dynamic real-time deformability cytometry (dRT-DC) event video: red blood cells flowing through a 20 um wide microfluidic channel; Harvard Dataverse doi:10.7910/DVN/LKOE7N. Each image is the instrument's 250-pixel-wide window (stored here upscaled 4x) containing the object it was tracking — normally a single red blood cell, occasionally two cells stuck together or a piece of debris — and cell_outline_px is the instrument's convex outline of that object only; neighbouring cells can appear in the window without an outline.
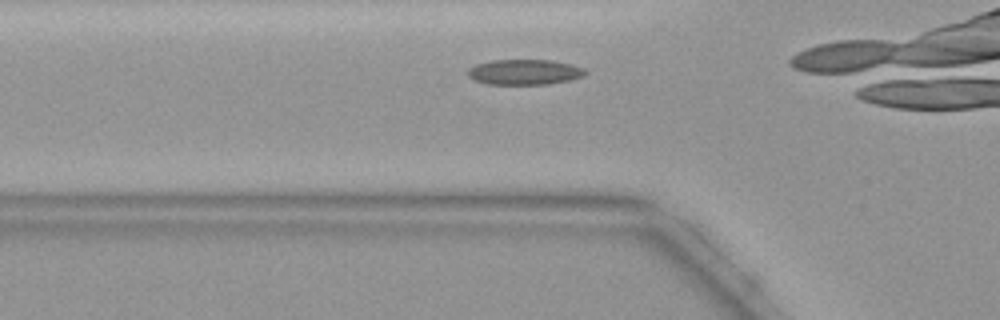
{"species": "common noctule bat (a hibernating species)", "species_latin": "Nyctalus noctula", "temperature_condition": "warm", "stored_images_in_passage": 12, "segment_of_instrument_passage": [2, 2], "camera_frame_rate_fps": 3000, "um_per_image_px": 0.085, "animal": {"sex": "female", "body_mass_g": 19.9}, "frame": {"image": 1, "passage_image": 10, "time_ms": 3.0, "image_size_px": [1000, 320], "cell_outline_px": [[588, 72], [584, 76], [572, 80], [548, 84], [488, 84], [472, 80], [468, 76], [468, 68], [476, 64], [492, 60], [552, 60], [572, 64], [584, 68]], "centroid_in_image_um": [44.6, 6.12], "position_along_channel_um": 81.2, "area_um2": 17.57}}